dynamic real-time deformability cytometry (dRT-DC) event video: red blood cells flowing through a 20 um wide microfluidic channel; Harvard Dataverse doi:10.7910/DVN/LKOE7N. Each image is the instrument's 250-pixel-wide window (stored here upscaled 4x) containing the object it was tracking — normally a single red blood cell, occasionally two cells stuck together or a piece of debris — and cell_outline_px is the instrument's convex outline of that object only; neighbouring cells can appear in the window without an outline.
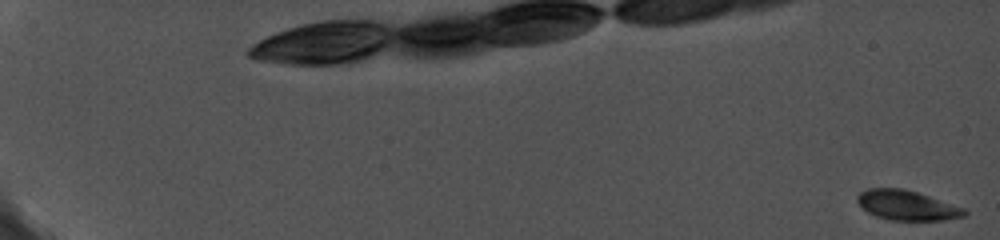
{"species": "common noctule bat (a hibernating species)", "species_latin": "Nyctalus noctula", "temperature_condition": "cold", "stored_images_in_passage": 14, "camera_frame_rate_fps": 5000, "um_per_image_px": 0.085, "animal": {"sex": "female", "body_mass_g": 19.0, "forearm_length_mm": 56.7}, "frame": {"image": 1, "passage_image": 1, "time_ms": 0.0, "image_size_px": [1000, 240], "cell_outline_px": [[968, 212], [964, 216], [944, 220], [888, 220], [876, 216], [868, 212], [856, 200], [856, 196], [860, 192], [868, 188], [904, 188], [964, 208]], "centroid_in_image_um": [77.06, 17.45], "position_along_channel_um": 7.9, "area_um2": 18.44}}
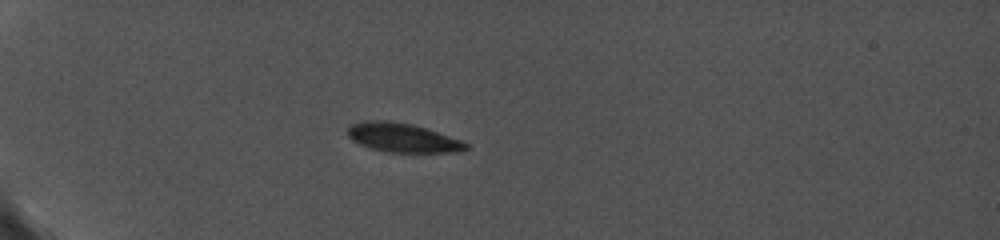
{"frame": {"image": 2, "passage_image": 8, "time_ms": 6.4, "image_size_px": [1000, 240], "cell_outline_px": [[472, 148], [460, 152], [384, 152], [360, 144], [352, 140], [348, 136], [348, 124], [360, 120], [384, 120], [412, 124], [464, 140]], "centroid_in_image_um": [34.24, 11.7], "position_along_channel_um": 50.8, "area_um2": 20.35}}